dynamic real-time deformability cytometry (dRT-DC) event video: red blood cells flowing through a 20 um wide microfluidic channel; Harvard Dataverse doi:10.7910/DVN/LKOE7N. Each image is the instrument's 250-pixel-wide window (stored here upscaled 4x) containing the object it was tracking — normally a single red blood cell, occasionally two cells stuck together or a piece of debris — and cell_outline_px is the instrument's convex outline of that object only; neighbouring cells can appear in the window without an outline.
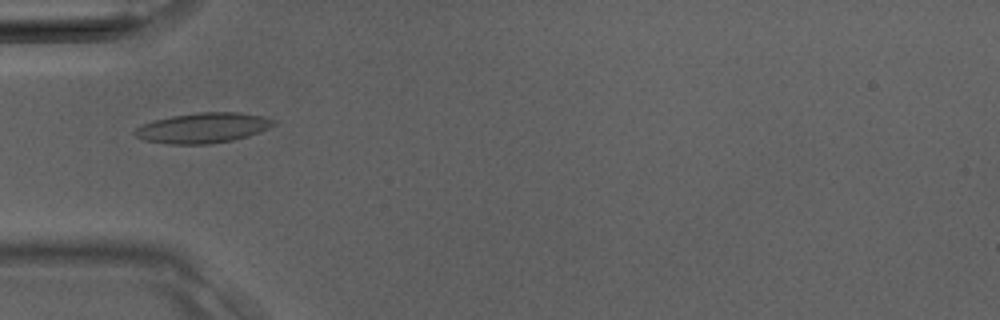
{"species": "Egyptian fruit bat (a non-hibernating species)", "species_latin": "Rousettus aegyptiacus", "temperature_condition": "room temperature", "stored_images_in_passage": 38, "camera_frame_rate_fps": 3000, "um_per_image_px": 0.085, "animal": {"sex": "male"}, "frame": {"image": 1, "passage_image": 13, "time_ms": 4.0, "image_size_px": [1000, 320], "cell_outline_px": [[276, 124], [260, 132], [248, 136], [232, 140], [208, 144], [168, 144], [144, 140], [136, 136], [132, 132], [136, 128], [152, 120], [172, 116], [196, 112], [240, 112], [260, 116], [276, 120]], "centroid_in_image_um": [17.24, 10.87], "position_along_channel_um": 67.8, "area_um2": 24.45}}
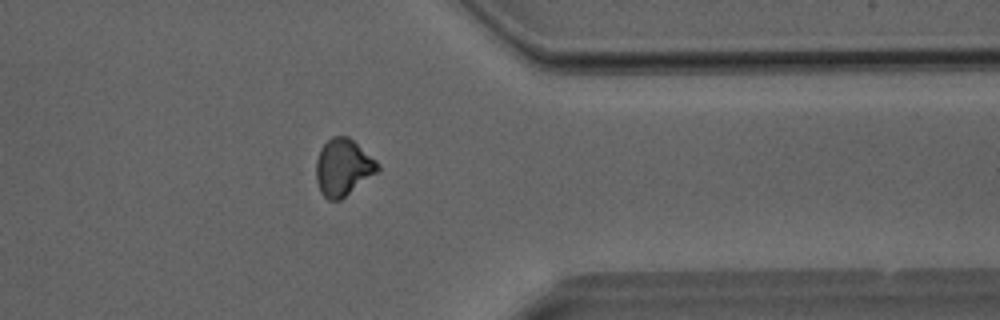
{"frame": {"image": 2, "passage_image": 31, "time_ms": 10.0, "image_size_px": [1000, 320], "cell_outline_px": [[380, 172], [340, 200], [328, 200], [320, 192], [316, 180], [316, 160], [320, 148], [332, 136], [348, 136], [376, 160], [380, 164]], "centroid_in_image_um": [29.18, 14.24], "position_along_channel_um": 382.2, "area_um2": 20.69}}
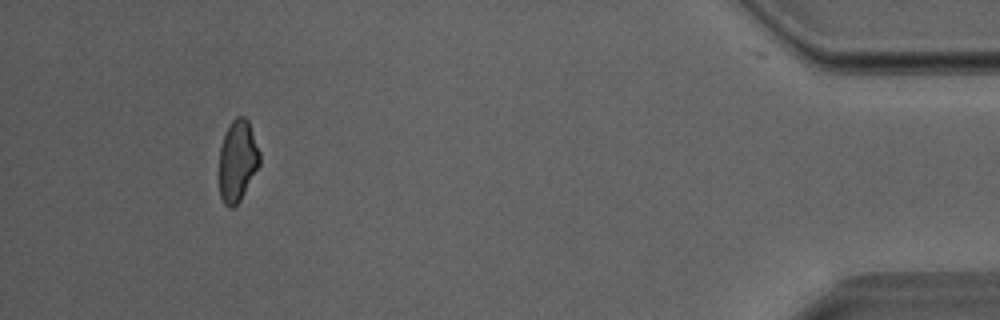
{"frame": {"image": 3, "passage_image": 36, "time_ms": 11.667, "image_size_px": [1000, 320], "cell_outline_px": [[260, 164], [240, 200], [232, 208], [228, 208], [224, 204], [220, 196], [220, 148], [224, 132], [232, 120], [236, 116], [244, 116], [248, 120], [260, 152]], "centroid_in_image_um": [20.19, 13.65], "position_along_channel_um": 415.0, "area_um2": 19.19}}